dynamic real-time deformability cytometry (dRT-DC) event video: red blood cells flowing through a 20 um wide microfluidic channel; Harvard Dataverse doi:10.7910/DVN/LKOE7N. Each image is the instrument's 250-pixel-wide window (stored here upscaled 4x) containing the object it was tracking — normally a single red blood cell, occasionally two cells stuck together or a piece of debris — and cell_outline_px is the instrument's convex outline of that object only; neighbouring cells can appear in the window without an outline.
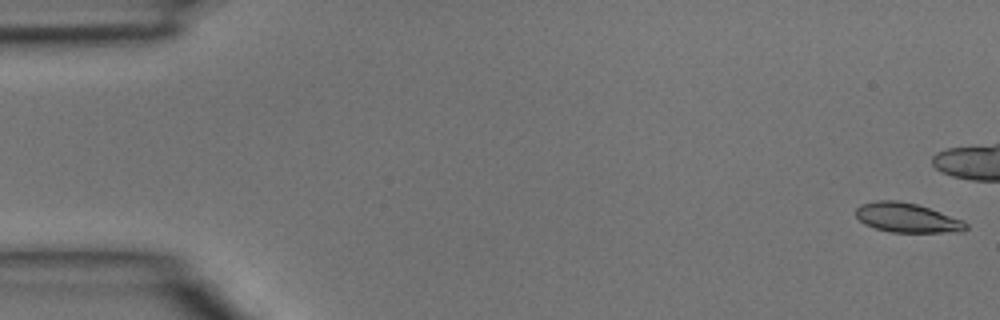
{"species": "common noctule bat (a hibernating species)", "species_latin": "Nyctalus noctula", "temperature_condition": "room temperature", "stored_images_in_passage": 5, "camera_frame_rate_fps": 3000, "um_per_image_px": 0.085, "animal": {"sex": "male", "body_mass_g": 15.6}, "frame": {"image": 1, "passage_image": 1, "time_ms": 0.0, "image_size_px": [1000, 320], "cell_outline_px": [[968, 228], [964, 232], [892, 232], [876, 228], [864, 224], [856, 216], [856, 208], [860, 204], [876, 200], [896, 200], [916, 204], [964, 220], [968, 224]], "centroid_in_image_um": [77.12, 18.51], "position_along_channel_um": 7.9, "area_um2": 18.9}}